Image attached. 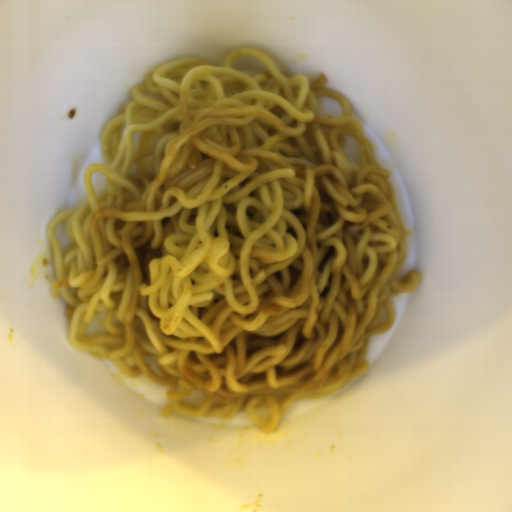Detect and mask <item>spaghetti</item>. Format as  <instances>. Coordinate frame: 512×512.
I'll return each mask as SVG.
<instances>
[{"instance_id": "spaghetti-1", "label": "spaghetti", "mask_w": 512, "mask_h": 512, "mask_svg": "<svg viewBox=\"0 0 512 512\" xmlns=\"http://www.w3.org/2000/svg\"><path fill=\"white\" fill-rule=\"evenodd\" d=\"M258 57L269 72L232 66ZM284 74L256 49L222 65L184 57L130 89L88 164L86 199L47 224L54 296L76 351L166 386L161 415L246 414L275 433L299 400L325 398L369 368L395 317L409 238L391 171L347 96ZM334 97L342 116L320 112ZM358 163L348 162L345 138ZM106 188L97 197L92 173ZM61 247L54 229L65 221ZM162 258L141 281L135 249ZM104 333L86 336L99 311Z\"/></svg>"}]
</instances>
